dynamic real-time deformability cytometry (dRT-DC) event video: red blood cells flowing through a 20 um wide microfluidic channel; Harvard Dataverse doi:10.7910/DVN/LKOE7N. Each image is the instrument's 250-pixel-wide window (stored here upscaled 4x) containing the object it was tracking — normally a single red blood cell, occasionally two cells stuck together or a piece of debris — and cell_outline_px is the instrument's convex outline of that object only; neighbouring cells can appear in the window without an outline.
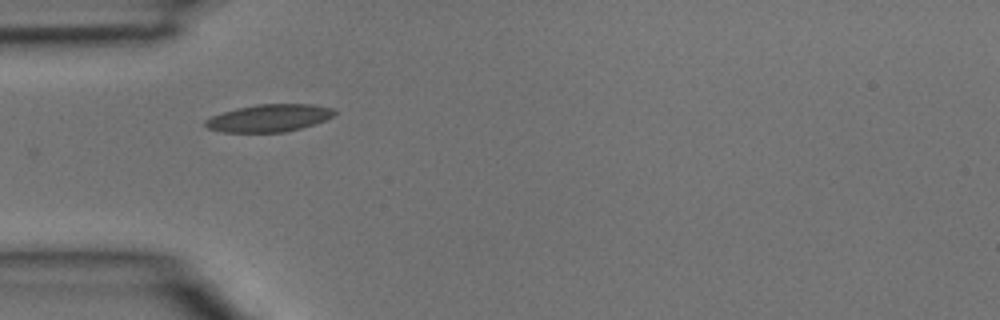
{"species": "common noctule bat (a hibernating species)", "species_latin": "Nyctalus noctula", "temperature_condition": "room temperature", "stored_images_in_passage": 2, "camera_frame_rate_fps": 3000, "um_per_image_px": 0.085, "animal": {"sex": "male", "body_mass_g": 15.6}, "frame": {"image": 1, "passage_image": 1, "time_ms": 0.0, "image_size_px": [1000, 320], "cell_outline_px": [[336, 112], [332, 116], [324, 120], [300, 128], [284, 132], [224, 132], [208, 128], [204, 124], [204, 120], [212, 116], [236, 108], [260, 104], [312, 104], [332, 108]], "centroid_in_image_um": [22.85, 10.03], "position_along_channel_um": 62.2, "area_um2": 20.35}}
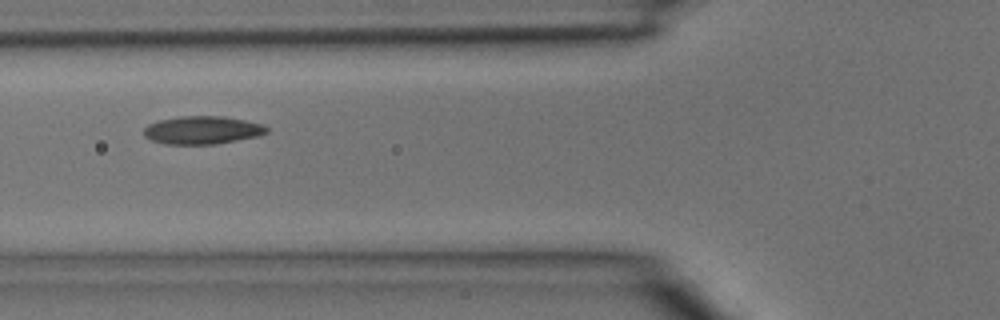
{"frame": {"image": 2, "passage_image": 2, "time_ms": 0.333, "image_size_px": [1000, 320], "cell_outline_px": [[268, 132], [260, 136], [216, 144], [164, 144], [152, 140], [144, 136], [144, 128], [148, 124], [160, 120], [180, 116], [224, 116], [264, 124], [268, 128]], "centroid_in_image_um": [17.23, 11.06], "position_along_channel_um": 108.6, "area_um2": 20.17}}